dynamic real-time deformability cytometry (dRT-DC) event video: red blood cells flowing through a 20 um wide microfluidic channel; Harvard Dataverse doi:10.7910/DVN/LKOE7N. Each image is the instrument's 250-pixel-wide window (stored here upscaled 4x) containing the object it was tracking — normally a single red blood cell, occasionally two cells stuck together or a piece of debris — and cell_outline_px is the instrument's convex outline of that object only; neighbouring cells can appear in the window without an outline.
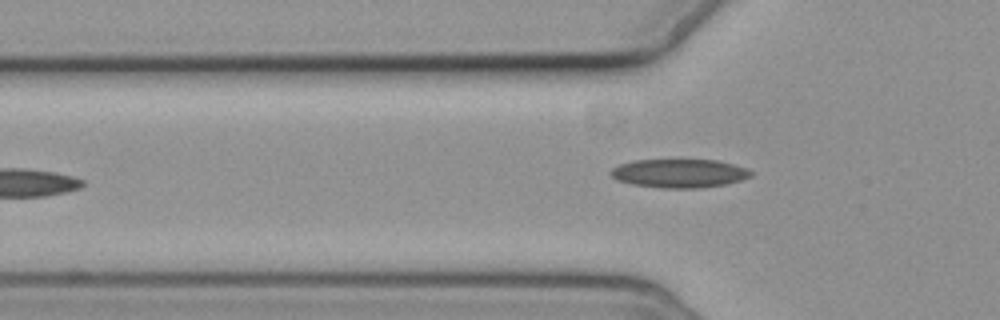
{"species": "common noctule bat (a hibernating species)", "species_latin": "Nyctalus noctula", "temperature_condition": "cold", "stored_images_in_passage": 4, "camera_frame_rate_fps": 3000, "um_per_image_px": 0.085, "animal": {"sex": "female", "body_mass_g": 19.3, "forearm_length_mm": 54.1}, "frame": {"image": 1, "passage_image": 4, "time_ms": 3.667, "image_size_px": [1000, 320], "cell_outline_px": [[752, 176], [740, 180], [724, 184], [700, 188], [660, 188], [632, 184], [616, 180], [608, 172], [612, 168], [620, 164], [636, 160], [716, 160], [748, 168], [752, 172]], "centroid_in_image_um": [57.72, 14.73], "position_along_channel_um": 68.1, "area_um2": 23.35}}